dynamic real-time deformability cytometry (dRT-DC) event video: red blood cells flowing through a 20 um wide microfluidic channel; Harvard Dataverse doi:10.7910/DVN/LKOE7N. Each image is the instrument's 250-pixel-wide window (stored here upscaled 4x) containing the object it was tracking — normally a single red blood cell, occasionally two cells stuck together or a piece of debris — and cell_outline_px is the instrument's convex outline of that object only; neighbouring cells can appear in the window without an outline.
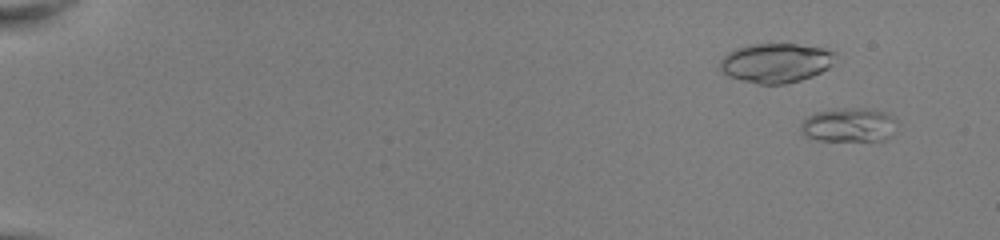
{"species": "common noctule bat (a hibernating species)", "species_latin": "Nyctalus noctula", "temperature_condition": "room temperature", "stored_images_in_passage": 51, "camera_frame_rate_fps": 3000, "um_per_image_px": 0.085, "animal": {"sex": "female", "body_mass_g": 22.0, "forearm_length_mm": 56.7}, "frame": {"image": 1, "passage_image": 3, "time_ms": 0.667, "image_size_px": [1000, 240], "cell_outline_px": [[896, 132], [892, 136], [884, 140], [816, 140], [804, 136], [800, 132], [800, 124], [808, 116], [816, 112], [844, 108], [864, 108], [884, 112], [892, 116], [896, 120]], "centroid_in_image_um": [72.16, 10.63], "position_along_channel_um": 12.8, "area_um2": 19.19}}
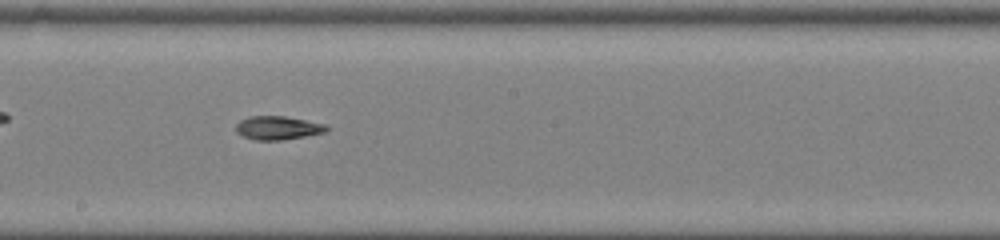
{"frame": {"image": 2, "passage_image": 31, "time_ms": 10.0, "image_size_px": [1000, 240], "cell_outline_px": [[332, 128], [324, 132], [304, 136], [280, 140], [256, 140], [244, 136], [236, 132], [236, 124], [240, 120], [248, 116], [284, 116], [324, 124]], "centroid_in_image_um": [23.6, 10.86], "position_along_channel_um": 224.6, "area_um2": 12.31}}
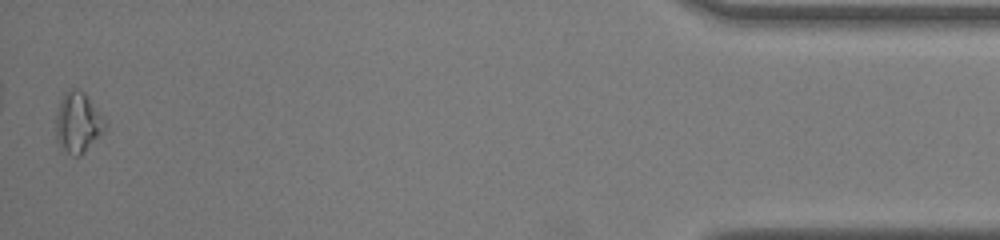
{"frame": {"image": 3, "passage_image": 51, "time_ms": 16.667, "image_size_px": [1000, 240], "cell_outline_px": [[104, 128], [84, 152], [80, 156], [72, 156], [60, 152], [56, 140], [56, 112], [60, 100], [64, 92], [72, 88], [76, 88], [84, 92], [104, 120]], "centroid_in_image_um": [6.53, 10.44], "position_along_channel_um": 428.7, "area_um2": 17.17}, "authors_computed_cell_mechanics": {"area_um2": 13.294, "velocity_mm_per_s": 4.0877, "shape_relaxation_time_tau1_ms": 6.8583, "shape_relaxation_time_tau2_ms": 3.0632, "deformation_change_tau1": 0.1894, "deformation_change_tau2": 0.1065}}